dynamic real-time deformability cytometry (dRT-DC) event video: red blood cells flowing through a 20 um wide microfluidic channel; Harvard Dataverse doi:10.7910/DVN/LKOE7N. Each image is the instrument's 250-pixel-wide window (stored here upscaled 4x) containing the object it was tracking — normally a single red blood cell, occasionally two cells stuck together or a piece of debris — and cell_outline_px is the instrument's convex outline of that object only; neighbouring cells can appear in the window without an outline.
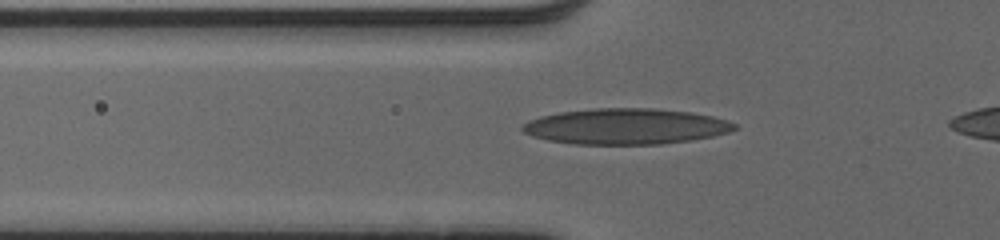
{"species": "human", "species_latin": "Homo sapiens", "temperature_condition": "cold", "stored_images_in_passage": 34, "camera_frame_rate_fps": 3000, "um_per_image_px": 0.085, "donor": {"sex": "male"}, "frame": {"image": 1, "passage_image": 5, "time_ms": 1.333, "image_size_px": [1000, 240], "cell_outline_px": [[740, 128], [728, 132], [712, 136], [692, 140], [660, 144], [572, 144], [548, 140], [532, 136], [524, 132], [520, 128], [528, 120], [540, 116], [560, 112], [596, 108], [652, 108], [692, 112], [712, 116], [736, 124]], "centroid_in_image_um": [53.18, 10.74], "position_along_channel_um": 72.6, "area_um2": 44.27}}
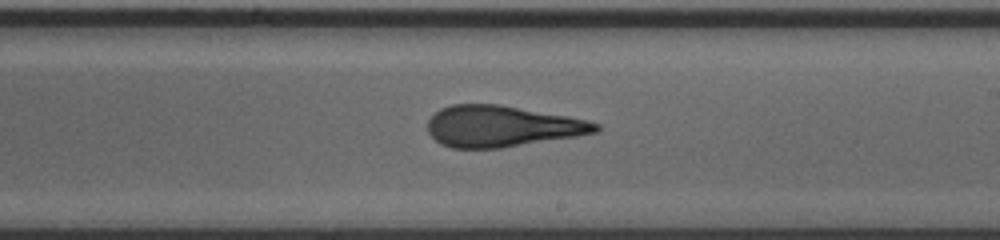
{"frame": {"image": 2, "passage_image": 18, "time_ms": 5.667, "image_size_px": [1000, 240], "cell_outline_px": [[600, 128], [596, 132], [576, 136], [500, 148], [452, 148], [440, 144], [428, 132], [428, 120], [440, 108], [452, 104], [500, 104], [568, 116], [588, 120], [600, 124]], "centroid_in_image_um": [42.65, 10.73], "position_along_channel_um": 246.4, "area_um2": 40.23}}
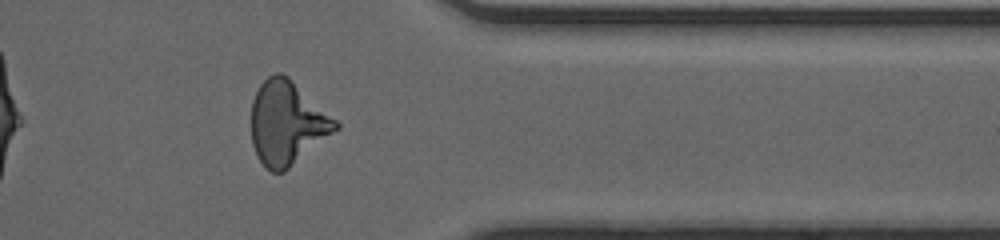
{"frame": {"image": 3, "passage_image": 29, "time_ms": 9.333, "image_size_px": [1000, 240], "cell_outline_px": [[340, 128], [284, 172], [272, 172], [260, 160], [252, 144], [252, 100], [260, 84], [268, 76], [276, 72], [280, 72], [288, 76], [336, 120], [340, 124]], "centroid_in_image_um": [24.4, 10.44], "position_along_channel_um": 387.0, "area_um2": 40.69}}